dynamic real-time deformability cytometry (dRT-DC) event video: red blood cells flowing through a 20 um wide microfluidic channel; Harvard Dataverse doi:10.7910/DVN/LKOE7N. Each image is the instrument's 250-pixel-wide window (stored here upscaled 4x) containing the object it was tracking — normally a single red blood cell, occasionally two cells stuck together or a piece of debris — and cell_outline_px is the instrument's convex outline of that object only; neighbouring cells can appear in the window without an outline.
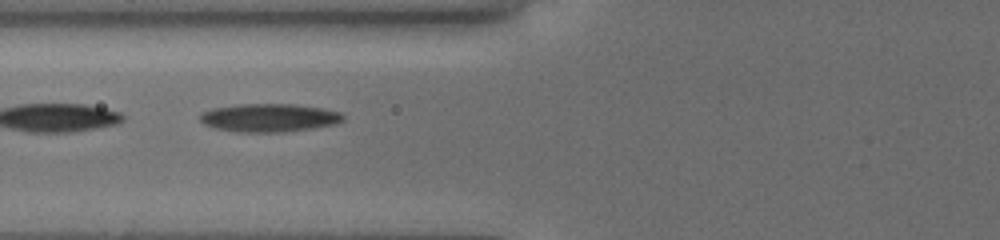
{"species": "common noctule bat (a hibernating species)", "species_latin": "Nyctalus noctula", "temperature_condition": "cold", "stored_images_in_passage": 5, "camera_frame_rate_fps": 3000, "um_per_image_px": 0.085, "animal": {"sex": "female", "body_mass_g": 19.5, "forearm_length_mm": 54.1}, "frame": {"image": 1, "passage_image": 4, "time_ms": 1.667, "image_size_px": [1000, 240], "cell_outline_px": [[344, 120], [336, 124], [312, 128], [284, 132], [236, 132], [216, 128], [204, 124], [200, 120], [200, 116], [204, 112], [212, 108], [240, 104], [292, 104], [324, 108], [340, 112], [344, 116]], "centroid_in_image_um": [22.91, 10.01], "position_along_channel_um": 102.9, "area_um2": 23.52}}